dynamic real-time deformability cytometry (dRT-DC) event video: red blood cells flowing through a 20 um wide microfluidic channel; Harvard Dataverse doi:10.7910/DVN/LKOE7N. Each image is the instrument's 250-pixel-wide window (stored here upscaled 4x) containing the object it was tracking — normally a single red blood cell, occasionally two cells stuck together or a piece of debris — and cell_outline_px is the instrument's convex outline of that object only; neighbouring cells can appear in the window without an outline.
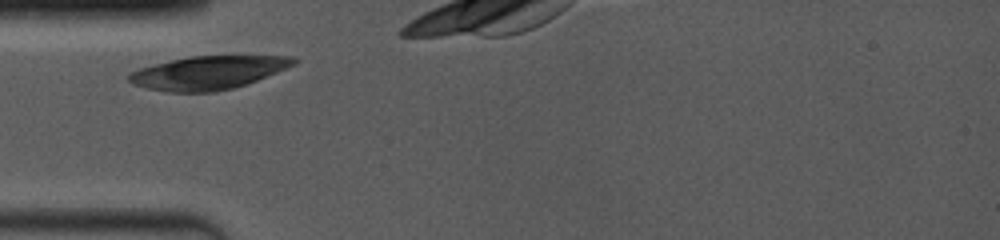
{"species": "common noctule bat (a hibernating species)", "species_latin": "Nyctalus noctula", "temperature_condition": "room temperature", "stored_images_in_passage": 1, "camera_frame_rate_fps": 4000, "um_per_image_px": 0.085, "animal": {"sex": "female", "body_mass_g": 19.0, "forearm_length_mm": 53.3}, "frame": {"image": 1, "passage_image": 1, "time_ms": 0.0, "image_size_px": [1000, 240], "cell_outline_px": [[300, 60], [296, 64], [256, 80], [232, 88], [216, 92], [168, 92], [148, 88], [136, 84], [128, 80], [128, 72], [140, 68], [188, 56], [292, 56]], "centroid_in_image_um": [17.7, 6.17], "position_along_channel_um": 67.3, "area_um2": 31.67}}